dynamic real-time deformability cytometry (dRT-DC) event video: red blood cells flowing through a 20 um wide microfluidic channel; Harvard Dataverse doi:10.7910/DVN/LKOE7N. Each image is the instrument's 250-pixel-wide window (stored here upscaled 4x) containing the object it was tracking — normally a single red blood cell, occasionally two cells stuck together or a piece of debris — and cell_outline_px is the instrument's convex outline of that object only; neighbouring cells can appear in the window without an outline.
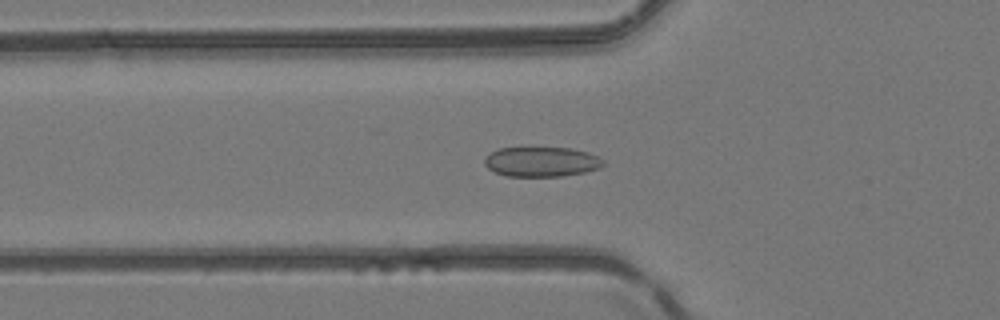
{"species": "common noctule bat (a hibernating species)", "species_latin": "Nyctalus noctula", "temperature_condition": "room temperature", "stored_images_in_passage": 47, "camera_frame_rate_fps": 3000, "um_per_image_px": 0.085, "animal": {"sex": "female", "body_mass_g": 24.6, "forearm_length_mm": 56.2}, "frame": {"image": 1, "passage_image": 18, "time_ms": 5.667, "image_size_px": [1000, 320], "cell_outline_px": [[604, 164], [600, 168], [584, 172], [564, 176], [508, 176], [496, 172], [488, 168], [484, 164], [484, 160], [492, 152], [500, 148], [572, 148], [588, 152], [604, 160]], "centroid_in_image_um": [46.06, 13.75], "position_along_channel_um": 79.7, "area_um2": 20.46}}
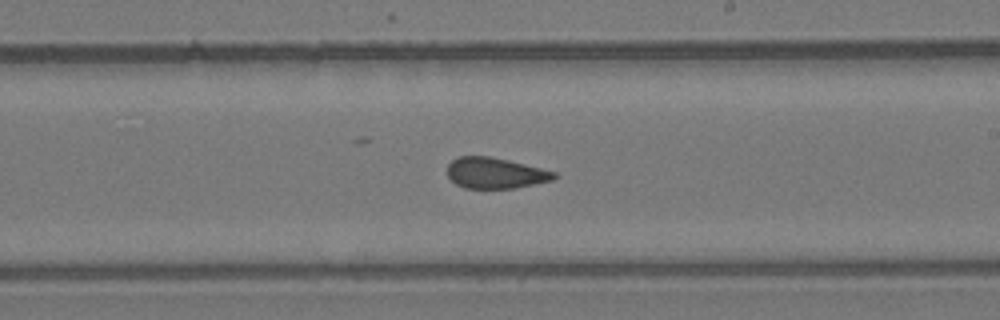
{"frame": {"image": 2, "passage_image": 30, "time_ms": 9.667, "image_size_px": [1000, 320], "cell_outline_px": [[560, 176], [552, 180], [516, 188], [464, 188], [456, 184], [448, 176], [448, 164], [452, 160], [460, 156], [488, 156], [508, 160], [556, 172]], "centroid_in_image_um": [42.11, 14.71], "position_along_channel_um": 246.9, "area_um2": 19.13}}
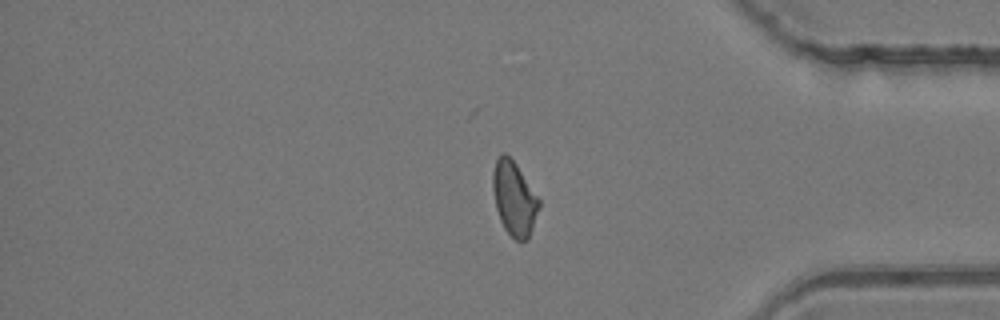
{"frame": {"image": 3, "passage_image": 42, "time_ms": 13.667, "image_size_px": [1000, 320], "cell_outline_px": [[540, 204], [528, 240], [516, 240], [504, 228], [500, 220], [496, 208], [492, 188], [492, 172], [496, 160], [500, 152], [504, 152], [516, 164], [540, 200]], "centroid_in_image_um": [43.68, 16.85], "position_along_channel_um": 391.5, "area_um2": 19.77}}